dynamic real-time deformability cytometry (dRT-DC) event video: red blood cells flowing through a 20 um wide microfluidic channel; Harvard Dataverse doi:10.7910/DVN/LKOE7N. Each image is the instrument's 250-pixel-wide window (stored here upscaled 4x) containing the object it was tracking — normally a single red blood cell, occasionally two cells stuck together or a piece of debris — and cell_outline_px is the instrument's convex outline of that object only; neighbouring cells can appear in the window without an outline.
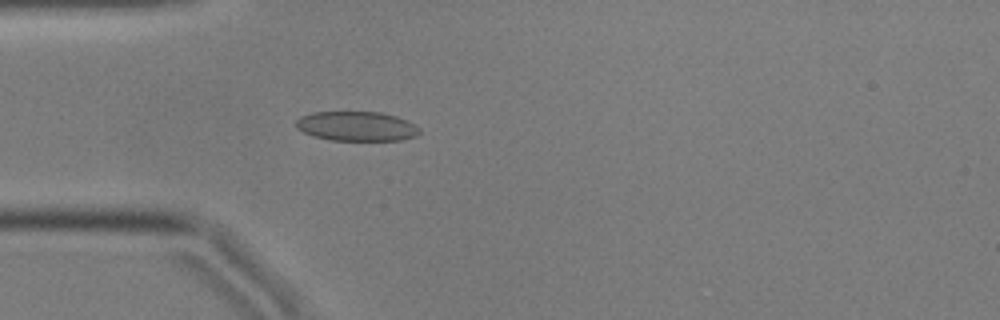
{"species": "common noctule bat (a hibernating species)", "species_latin": "Nyctalus noctula", "temperature_condition": "cold", "stored_images_in_passage": 45, "camera_frame_rate_fps": 3000, "um_per_image_px": 0.085, "animal": {"sex": "male", "body_mass_g": 17.9, "forearm_length_mm": 54.2}, "frame": {"image": 1, "passage_image": 5, "time_ms": 1.333, "image_size_px": [1000, 320], "cell_outline_px": [[420, 132], [416, 136], [400, 140], [332, 140], [312, 136], [296, 128], [296, 120], [300, 116], [312, 112], [380, 112], [396, 116], [416, 124], [420, 128]], "centroid_in_image_um": [30.31, 10.72], "position_along_channel_um": 54.7, "area_um2": 21.33}}
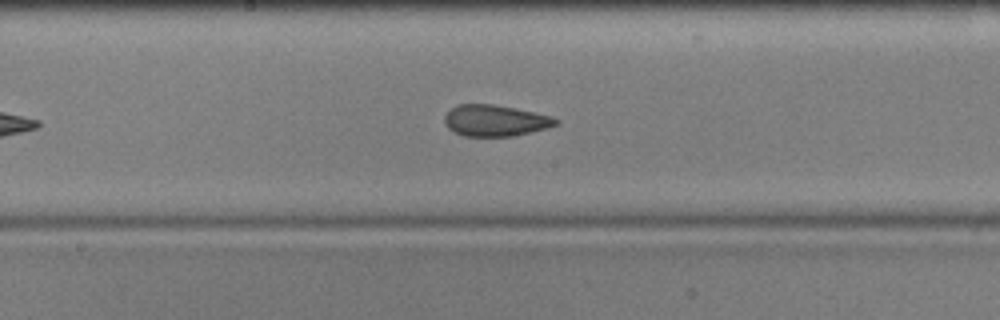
{"frame": {"image": 2, "passage_image": 18, "time_ms": 5.667, "image_size_px": [1000, 320], "cell_outline_px": [[560, 124], [548, 128], [512, 136], [464, 136], [448, 128], [444, 124], [444, 116], [456, 104], [492, 104], [516, 108], [552, 116], [560, 120]], "centroid_in_image_um": [42.12, 10.24], "position_along_channel_um": 206.1, "area_um2": 20.4}}
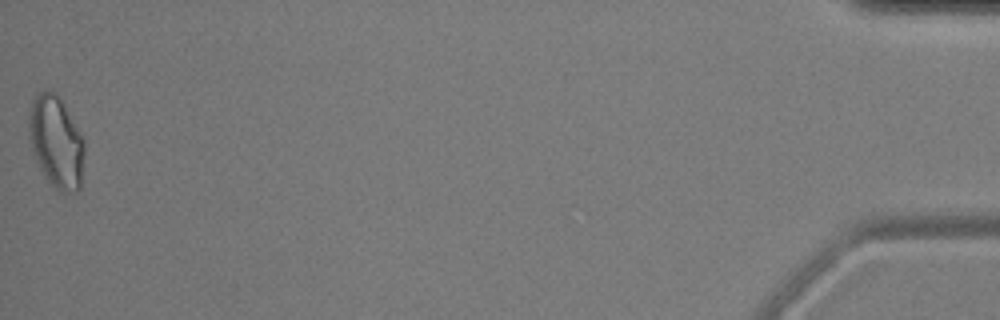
{"frame": {"image": 3, "passage_image": 45, "time_ms": 14.667, "image_size_px": [1000, 320], "cell_outline_px": [[84, 152], [80, 192], [60, 192], [44, 176], [32, 152], [28, 136], [28, 112], [32, 100], [44, 88], [48, 88], [64, 104], [80, 132], [84, 140]], "centroid_in_image_um": [4.76, 12.07], "position_along_channel_um": 430.4, "area_um2": 29.94}, "authors_computed_cell_mechanics": {"area_um2": 21.3282, "velocity_mm_per_s": 3.5816, "shape_relaxation_time_tau1_ms": 8.7144, "shape_relaxation_time_tau2_ms": 1.9331, "deformation_change_tau1": 0.1456, "deformation_change_tau2": 0.0815}}